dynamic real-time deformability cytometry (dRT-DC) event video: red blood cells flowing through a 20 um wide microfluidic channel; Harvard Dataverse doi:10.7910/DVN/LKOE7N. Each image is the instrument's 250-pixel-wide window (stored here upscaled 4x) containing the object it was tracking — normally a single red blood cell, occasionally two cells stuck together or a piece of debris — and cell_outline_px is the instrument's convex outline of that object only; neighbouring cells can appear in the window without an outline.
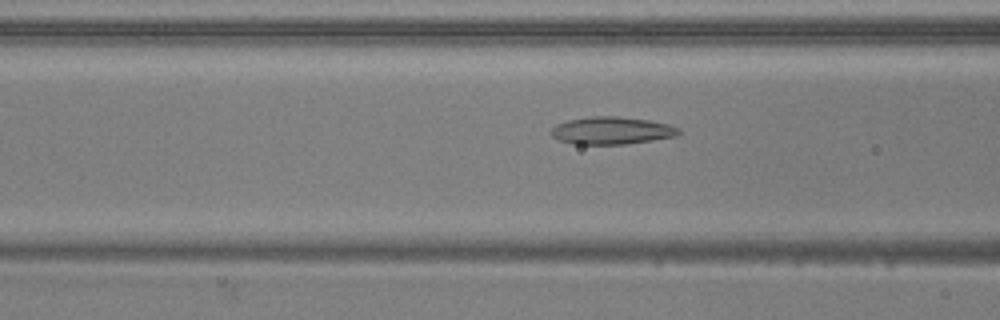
{"species": "common noctule bat (a hibernating species)", "species_latin": "Nyctalus noctula", "temperature_condition": "warm", "stored_images_in_passage": 53, "camera_frame_rate_fps": 3000, "um_per_image_px": 0.085, "animal": {"sex": "male", "body_mass_g": 20.5, "forearm_length_mm": 52.5}, "frame": {"image": 1, "passage_image": 21, "time_ms": 6.667, "image_size_px": [1000, 320], "cell_outline_px": [[680, 132], [676, 136], [652, 140], [624, 144], [572, 144], [560, 140], [552, 136], [548, 132], [556, 124], [568, 120], [592, 116], [616, 116], [648, 120], [668, 124], [680, 128]], "centroid_in_image_um": [51.96, 11.1], "position_along_channel_um": 114.6, "area_um2": 20.4}}
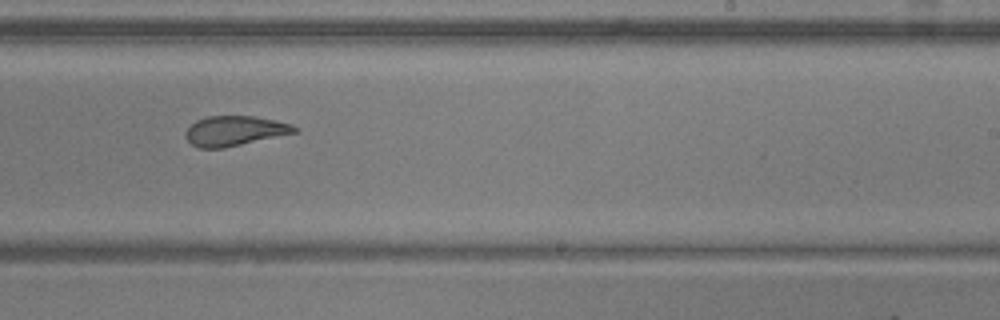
{"frame": {"image": 2, "passage_image": 33, "time_ms": 10.667, "image_size_px": [1000, 320], "cell_outline_px": [[300, 128], [296, 132], [224, 148], [200, 148], [192, 144], [184, 136], [184, 132], [196, 120], [208, 116], [252, 116], [276, 120], [292, 124]], "centroid_in_image_um": [19.94, 11.12], "position_along_channel_um": 269.1, "area_um2": 18.9}}
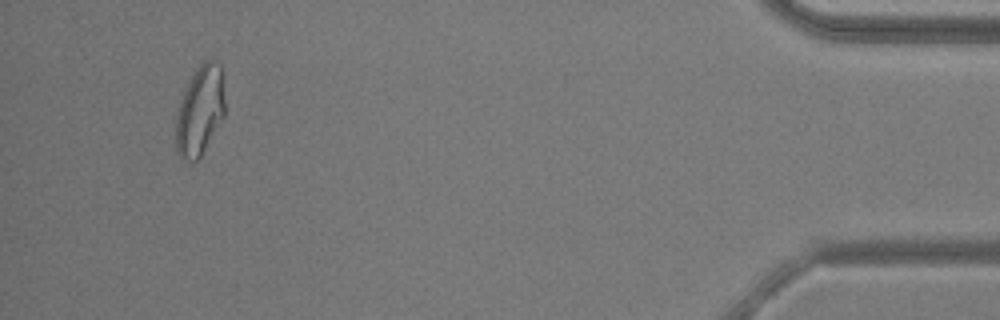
{"frame": {"image": 3, "passage_image": 50, "time_ms": 16.333, "image_size_px": [1000, 320], "cell_outline_px": [[224, 116], [200, 156], [196, 160], [184, 160], [180, 156], [176, 148], [176, 116], [184, 92], [200, 60], [212, 60], [220, 64], [224, 96]], "centroid_in_image_um": [17.0, 9.37], "position_along_channel_um": 418.2, "area_um2": 25.09}, "authors_computed_cell_mechanics": {"area_um2": 21.8484, "velocity_mm_per_s": 3.8622, "shape_relaxation_time_tau1_ms": 8.7305, "shape_relaxation_time_tau2_ms": 2.3596, "deformation_change_tau1": 0.1917, "deformation_change_tau2": 0.105}}